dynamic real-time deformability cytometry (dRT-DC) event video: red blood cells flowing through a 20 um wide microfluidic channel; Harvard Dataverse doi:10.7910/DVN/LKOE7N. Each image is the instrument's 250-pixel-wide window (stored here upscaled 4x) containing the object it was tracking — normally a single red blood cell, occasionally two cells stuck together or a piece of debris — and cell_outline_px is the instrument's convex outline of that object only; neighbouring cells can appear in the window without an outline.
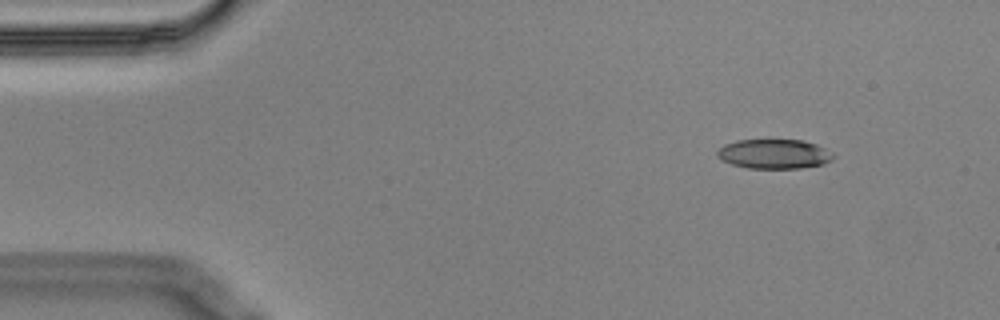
{"species": "Egyptian fruit bat (a non-hibernating species)", "species_latin": "Rousettus aegyptiacus", "temperature_condition": "cold", "stored_images_in_passage": 4, "camera_frame_rate_fps": 3000, "um_per_image_px": 0.085, "animal": {"sex": "male"}, "frame": {"image": 1, "passage_image": 1, "time_ms": 0.0, "image_size_px": [1000, 320], "cell_outline_px": [[836, 156], [832, 160], [824, 164], [800, 168], [748, 168], [732, 164], [716, 156], [716, 152], [724, 144], [736, 140], [804, 140], [816, 144], [832, 152]], "centroid_in_image_um": [65.83, 13.08], "position_along_channel_um": 19.2, "area_um2": 20.0}}